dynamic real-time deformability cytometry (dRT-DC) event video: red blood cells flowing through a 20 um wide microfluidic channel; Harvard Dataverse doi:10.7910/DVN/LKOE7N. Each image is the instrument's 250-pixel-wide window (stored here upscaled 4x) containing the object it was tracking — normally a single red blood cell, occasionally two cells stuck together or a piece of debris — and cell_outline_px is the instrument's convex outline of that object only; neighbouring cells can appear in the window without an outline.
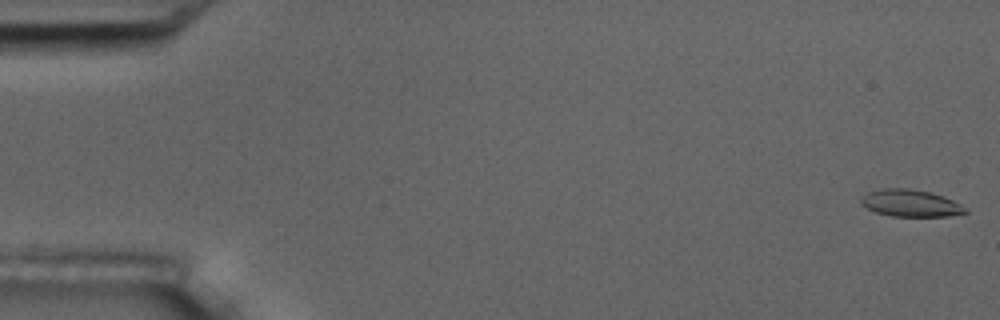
{"species": "common noctule bat (a hibernating species)", "species_latin": "Nyctalus noctula", "temperature_condition": "room temperature", "stored_images_in_passage": 7, "camera_frame_rate_fps": 3000, "um_per_image_px": 0.085, "animal": {"sex": "male", "body_mass_g": 17.5, "forearm_length_mm": 52.3}, "frame": {"image": 1, "passage_image": 1, "time_ms": 0.0, "image_size_px": [1000, 320], "cell_outline_px": [[968, 212], [948, 216], [892, 216], [876, 212], [860, 204], [860, 200], [868, 192], [880, 188], [908, 188], [928, 192], [944, 196], [968, 208]], "centroid_in_image_um": [77.4, 17.27], "position_along_channel_um": 7.6, "area_um2": 16.36}}